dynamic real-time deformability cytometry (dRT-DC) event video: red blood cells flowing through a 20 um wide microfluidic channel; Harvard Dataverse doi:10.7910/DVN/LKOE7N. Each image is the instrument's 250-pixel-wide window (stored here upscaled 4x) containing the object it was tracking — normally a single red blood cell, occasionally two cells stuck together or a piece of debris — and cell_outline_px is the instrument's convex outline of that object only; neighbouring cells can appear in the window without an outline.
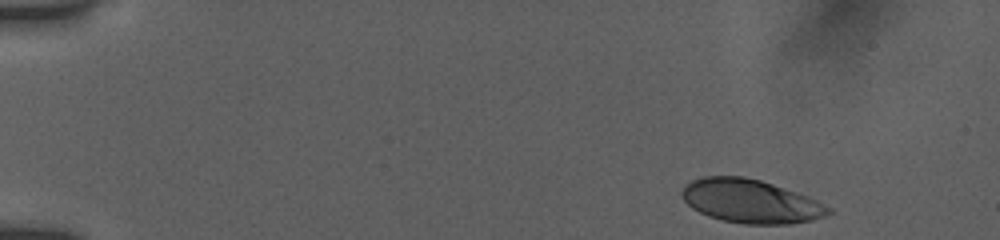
{"species": "human", "species_latin": "Homo sapiens", "temperature_condition": "room temperature", "stored_images_in_passage": 12, "camera_frame_rate_fps": 3000, "um_per_image_px": 0.085, "donor": {"sex": "female"}, "frame": {"image": 1, "passage_image": 1, "time_ms": 0.0, "image_size_px": [1000, 240], "cell_outline_px": [[832, 212], [828, 216], [812, 220], [792, 224], [744, 224], [724, 220], [708, 216], [692, 208], [684, 200], [680, 192], [692, 180], [704, 176], [744, 176], [760, 180], [808, 196], [832, 208]], "centroid_in_image_um": [63.83, 17.11], "position_along_channel_um": 21.2, "area_um2": 37.17}}
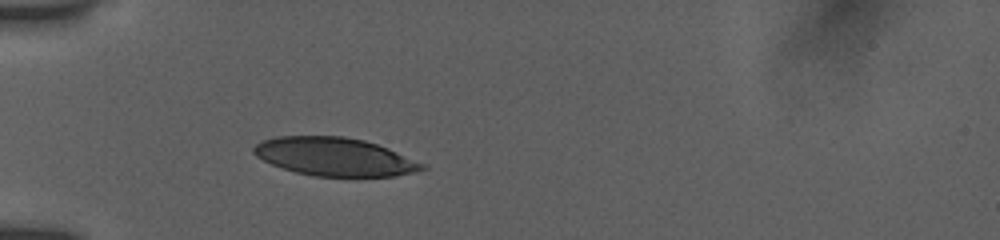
{"frame": {"image": 2, "passage_image": 10, "time_ms": 3.667, "image_size_px": [1000, 240], "cell_outline_px": [[428, 168], [396, 176], [312, 176], [296, 172], [272, 164], [256, 156], [252, 152], [252, 148], [256, 144], [264, 140], [276, 136], [344, 136], [364, 140], [388, 148], [424, 164]], "centroid_in_image_um": [28.42, 13.32], "position_along_channel_um": 56.6, "area_um2": 37.28}}